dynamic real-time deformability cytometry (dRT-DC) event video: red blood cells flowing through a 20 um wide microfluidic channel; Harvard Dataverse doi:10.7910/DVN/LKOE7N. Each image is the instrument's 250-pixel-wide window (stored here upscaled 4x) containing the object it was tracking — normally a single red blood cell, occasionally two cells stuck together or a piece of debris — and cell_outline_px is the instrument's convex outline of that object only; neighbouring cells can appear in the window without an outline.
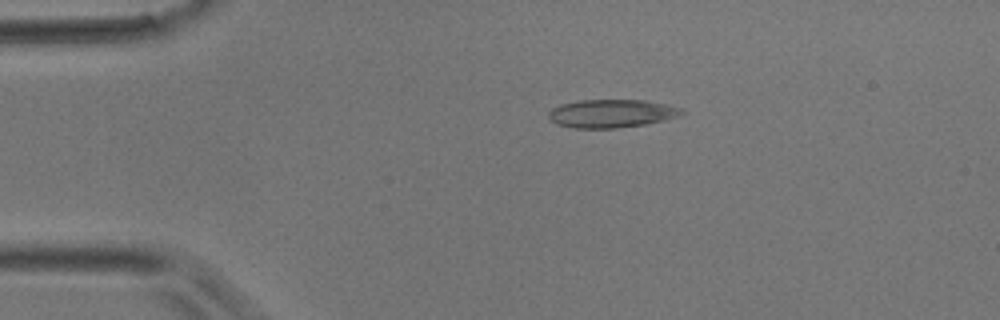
{"species": "common noctule bat (a hibernating species)", "species_latin": "Nyctalus noctula", "temperature_condition": "room temperature", "stored_images_in_passage": 3, "camera_frame_rate_fps": 3000, "um_per_image_px": 0.085, "animal": {"sex": "male", "body_mass_g": 17.9}, "frame": {"image": 1, "passage_image": 2, "time_ms": 0.333, "image_size_px": [1000, 320], "cell_outline_px": [[684, 112], [680, 116], [664, 120], [644, 124], [616, 128], [572, 128], [556, 124], [548, 116], [548, 112], [552, 108], [560, 104], [580, 100], [644, 100], [684, 108]], "centroid_in_image_um": [51.97, 9.64], "position_along_channel_um": 33.0, "area_um2": 21.91}}